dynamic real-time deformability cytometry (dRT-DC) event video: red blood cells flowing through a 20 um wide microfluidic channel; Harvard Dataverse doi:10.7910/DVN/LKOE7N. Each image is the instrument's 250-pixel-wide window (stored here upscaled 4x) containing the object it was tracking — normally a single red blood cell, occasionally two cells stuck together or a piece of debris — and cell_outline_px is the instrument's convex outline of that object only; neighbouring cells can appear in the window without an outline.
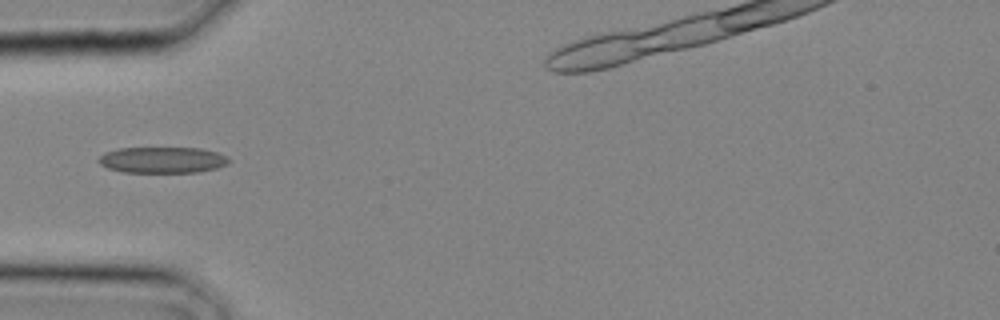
{"species": "common noctule bat (a hibernating species)", "species_latin": "Nyctalus noctula", "temperature_condition": "cold", "stored_images_in_passage": 4, "camera_frame_rate_fps": 3000, "um_per_image_px": 0.085, "animal": {"sex": "male", "body_mass_g": 20.4}, "frame": {"image": 1, "passage_image": 2, "time_ms": 0.333, "image_size_px": [1000, 320], "cell_outline_px": [[232, 160], [228, 164], [216, 168], [200, 172], [124, 172], [108, 168], [100, 164], [96, 160], [104, 152], [120, 148], [200, 148], [216, 152]], "centroid_in_image_um": [13.8, 13.6], "position_along_channel_um": 71.2, "area_um2": 19.83}}
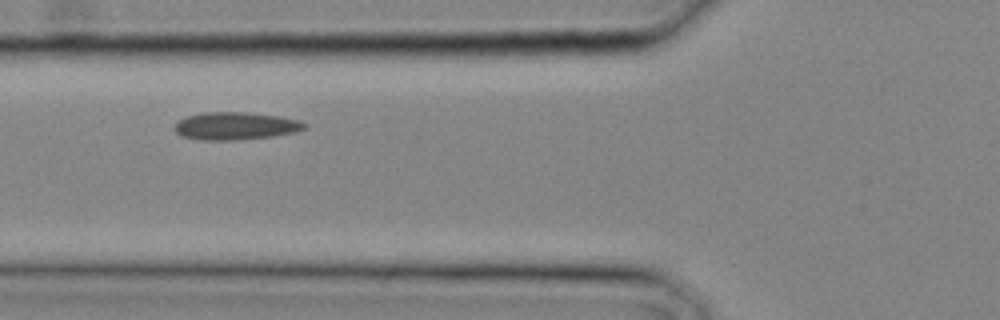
{"frame": {"image": 2, "passage_image": 4, "time_ms": 1.0, "image_size_px": [1000, 320], "cell_outline_px": [[304, 128], [292, 132], [272, 136], [236, 140], [200, 140], [180, 136], [176, 132], [176, 124], [180, 120], [188, 116], [204, 112], [244, 112], [280, 116], [300, 120], [304, 124]], "centroid_in_image_um": [19.99, 10.7], "position_along_channel_um": 105.8, "area_um2": 20.63}}